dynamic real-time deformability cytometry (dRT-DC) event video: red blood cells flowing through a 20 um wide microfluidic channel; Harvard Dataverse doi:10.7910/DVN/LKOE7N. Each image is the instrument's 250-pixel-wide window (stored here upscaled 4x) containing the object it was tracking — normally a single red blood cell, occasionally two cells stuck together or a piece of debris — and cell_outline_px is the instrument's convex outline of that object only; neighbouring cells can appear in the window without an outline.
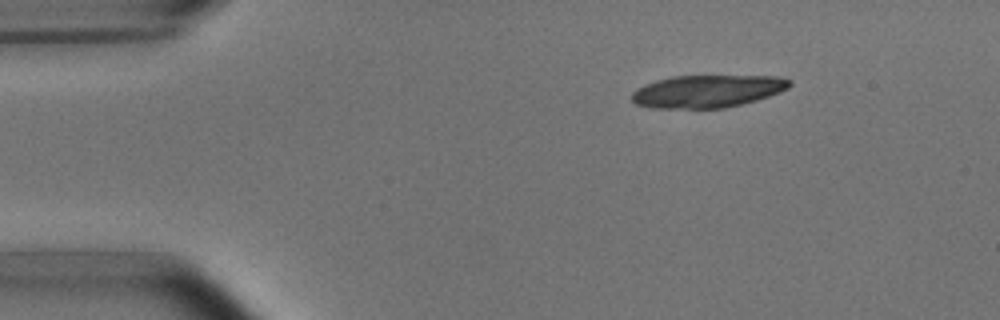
{"species": "common noctule bat (a hibernating species)", "species_latin": "Nyctalus noctula", "temperature_condition": "room temperature", "stored_images_in_passage": 3, "camera_frame_rate_fps": 3000, "um_per_image_px": 0.085, "animal": {"sex": "male", "body_mass_g": 15.6}, "frame": {"image": 1, "passage_image": 1, "time_ms": 0.0, "image_size_px": [1000, 320], "cell_outline_px": [[792, 84], [788, 88], [780, 92], [756, 100], [724, 108], [652, 108], [636, 104], [632, 100], [632, 92], [636, 88], [644, 84], [656, 80], [672, 76], [780, 76], [792, 80]], "centroid_in_image_um": [60.12, 7.75], "position_along_channel_um": 24.9, "area_um2": 30.0}}